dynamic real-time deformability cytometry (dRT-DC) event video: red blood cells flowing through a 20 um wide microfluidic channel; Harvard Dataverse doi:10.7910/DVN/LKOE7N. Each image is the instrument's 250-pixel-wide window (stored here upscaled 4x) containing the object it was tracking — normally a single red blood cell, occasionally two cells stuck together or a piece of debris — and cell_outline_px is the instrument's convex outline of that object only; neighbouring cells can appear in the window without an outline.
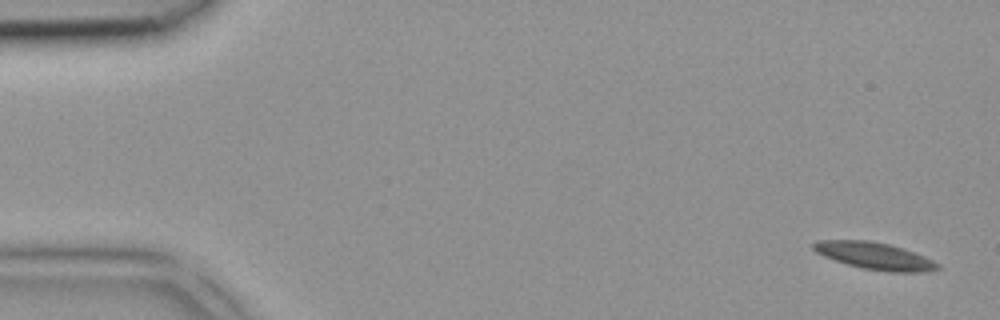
{"species": "common noctule bat (a hibernating species)", "species_latin": "Nyctalus noctula", "temperature_condition": "room temperature", "stored_images_in_passage": 4, "camera_frame_rate_fps": 3000, "um_per_image_px": 0.085, "animal": {"sex": "female", "body_mass_g": 18.4}, "frame": {"image": 1, "passage_image": 1, "time_ms": 0.0, "image_size_px": [1000, 320], "cell_outline_px": [[940, 268], [924, 272], [888, 272], [864, 268], [848, 264], [824, 256], [816, 252], [812, 248], [812, 244], [816, 240], [872, 240], [904, 248], [924, 256], [940, 264]], "centroid_in_image_um": [74.35, 21.74], "position_along_channel_um": 10.6, "area_um2": 19.54}}
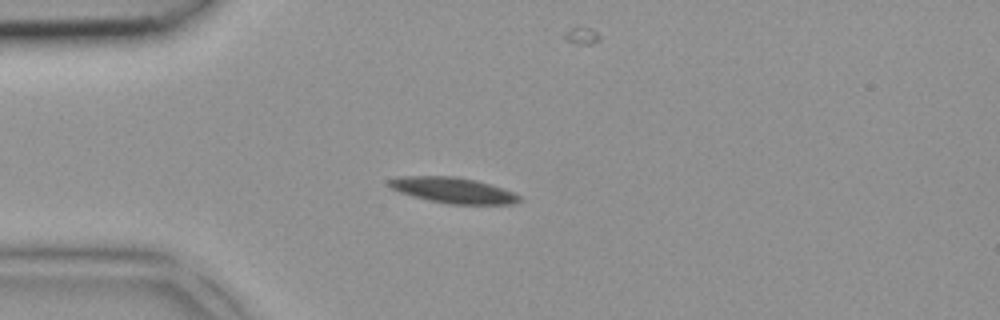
{"frame": {"image": 2, "passage_image": 3, "time_ms": 0.667, "image_size_px": [1000, 320], "cell_outline_px": [[520, 200], [512, 204], [452, 204], [428, 200], [412, 196], [400, 192], [392, 188], [388, 184], [388, 180], [396, 176], [456, 176], [476, 180], [512, 192], [520, 196]], "centroid_in_image_um": [38.46, 16.16], "position_along_channel_um": 46.5, "area_um2": 19.31}}